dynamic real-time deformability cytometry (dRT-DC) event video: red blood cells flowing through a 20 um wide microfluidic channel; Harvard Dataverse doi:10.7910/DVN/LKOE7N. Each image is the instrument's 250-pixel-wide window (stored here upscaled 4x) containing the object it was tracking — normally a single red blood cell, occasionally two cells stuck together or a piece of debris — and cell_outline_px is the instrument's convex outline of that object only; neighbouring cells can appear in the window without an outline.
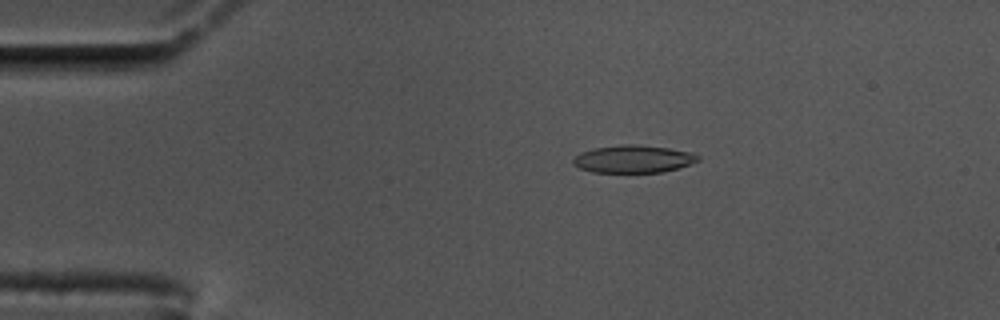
{"species": "common noctule bat (a hibernating species)", "species_latin": "Nyctalus noctula", "temperature_condition": "cold", "stored_images_in_passage": 59, "camera_frame_rate_fps": 3000, "um_per_image_px": 0.085, "animal": {"sex": "male", "body_mass_g": 17.5, "forearm_length_mm": 52.3}, "frame": {"image": 1, "passage_image": 11, "time_ms": 3.333, "image_size_px": [1000, 320], "cell_outline_px": [[700, 160], [676, 168], [660, 172], [592, 172], [580, 168], [572, 164], [572, 160], [576, 156], [584, 152], [596, 148], [624, 144], [636, 144], [668, 148], [688, 152], [700, 156]], "centroid_in_image_um": [53.82, 13.51], "position_along_channel_um": 31.2, "area_um2": 19.65}}
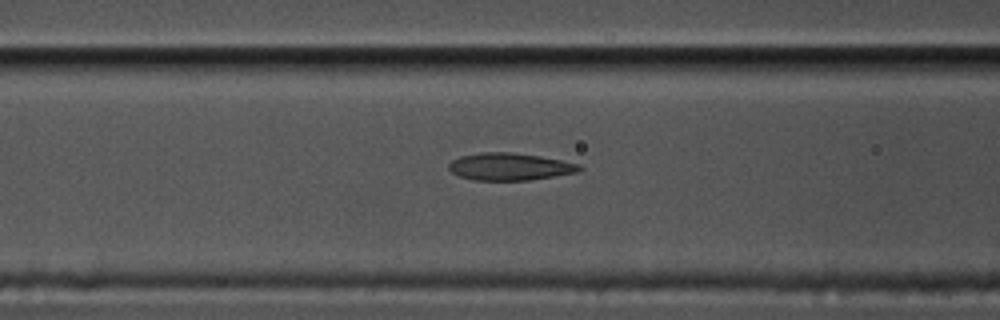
{"frame": {"image": 2, "passage_image": 23, "time_ms": 7.333, "image_size_px": [1000, 320], "cell_outline_px": [[584, 168], [580, 172], [528, 180], [472, 180], [460, 176], [452, 172], [448, 168], [448, 164], [452, 160], [460, 156], [480, 152], [512, 152], [540, 156], [580, 164]], "centroid_in_image_um": [43.34, 14.16], "position_along_channel_um": 123.3, "area_um2": 20.87}}
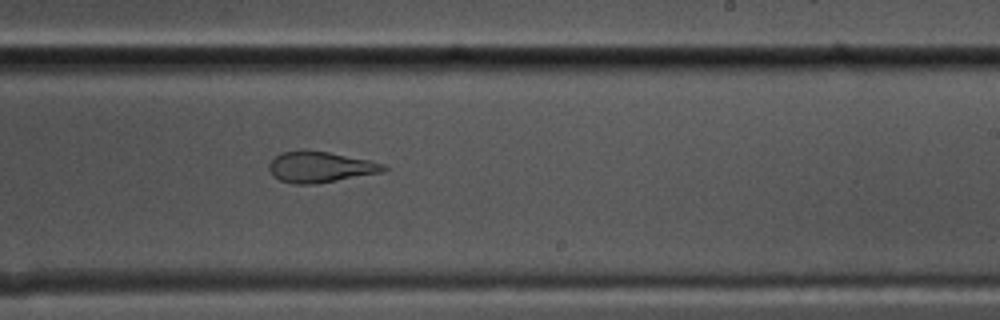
{"frame": {"image": 3, "passage_image": 35, "time_ms": 11.333, "image_size_px": [1000, 320], "cell_outline_px": [[388, 168], [384, 172], [316, 184], [292, 184], [280, 180], [272, 176], [268, 168], [268, 164], [280, 152], [328, 152], [368, 160], [384, 164]], "centroid_in_image_um": [27.22, 14.23], "position_along_channel_um": 261.8, "area_um2": 20.29}}